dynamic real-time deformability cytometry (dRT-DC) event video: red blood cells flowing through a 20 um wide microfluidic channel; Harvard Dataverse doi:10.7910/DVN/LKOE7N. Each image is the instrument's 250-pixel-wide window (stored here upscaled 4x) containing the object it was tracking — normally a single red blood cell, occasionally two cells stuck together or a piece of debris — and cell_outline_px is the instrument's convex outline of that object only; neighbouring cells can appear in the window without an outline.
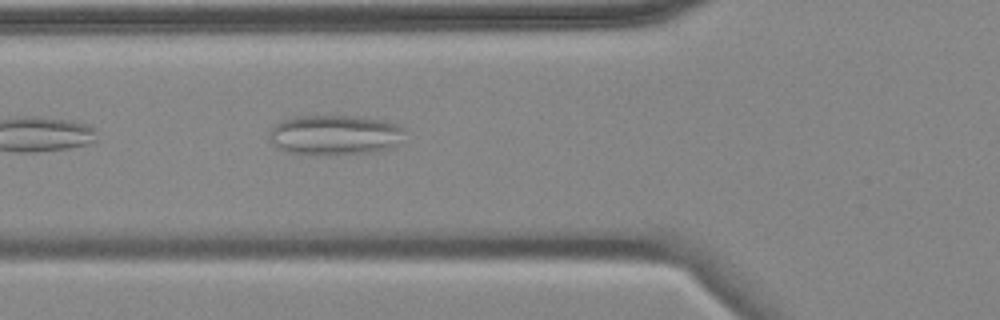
{"species": "common noctule bat (a hibernating species)", "species_latin": "Nyctalus noctula", "temperature_condition": "cold", "stored_images_in_passage": 2, "camera_frame_rate_fps": 3000, "um_per_image_px": 0.085, "animal": {"sex": "female", "body_mass_g": 18.4}, "frame": {"image": 1, "passage_image": 2, "time_ms": 1.0, "image_size_px": [1000, 320], "cell_outline_px": [[404, 128], [396, 144], [392, 148], [372, 152], [324, 156], [288, 152], [272, 144], [268, 140], [268, 132], [280, 120], [296, 116], [364, 116], [384, 120], [396, 124]], "centroid_in_image_um": [28.4, 11.47], "position_along_channel_um": 97.4, "area_um2": 31.96}}